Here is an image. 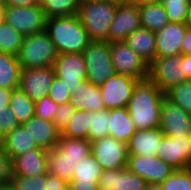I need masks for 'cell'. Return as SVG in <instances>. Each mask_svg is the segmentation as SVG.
Returning <instances> with one entry per match:
<instances>
[{"label":"cell","mask_w":191,"mask_h":190,"mask_svg":"<svg viewBox=\"0 0 191 190\" xmlns=\"http://www.w3.org/2000/svg\"><path fill=\"white\" fill-rule=\"evenodd\" d=\"M69 183L59 177L46 174V183L43 190H69Z\"/></svg>","instance_id":"f6af8a7d"},{"label":"cell","mask_w":191,"mask_h":190,"mask_svg":"<svg viewBox=\"0 0 191 190\" xmlns=\"http://www.w3.org/2000/svg\"><path fill=\"white\" fill-rule=\"evenodd\" d=\"M107 128L108 136H112L126 144L137 131L126 107L109 110Z\"/></svg>","instance_id":"cb8c5ba5"},{"label":"cell","mask_w":191,"mask_h":190,"mask_svg":"<svg viewBox=\"0 0 191 190\" xmlns=\"http://www.w3.org/2000/svg\"><path fill=\"white\" fill-rule=\"evenodd\" d=\"M91 153L104 170L127 168V144L112 136L91 142Z\"/></svg>","instance_id":"9c48e42d"},{"label":"cell","mask_w":191,"mask_h":190,"mask_svg":"<svg viewBox=\"0 0 191 190\" xmlns=\"http://www.w3.org/2000/svg\"><path fill=\"white\" fill-rule=\"evenodd\" d=\"M187 26L186 23L169 22L161 30L155 32L157 57L181 54Z\"/></svg>","instance_id":"ac0fdd59"},{"label":"cell","mask_w":191,"mask_h":190,"mask_svg":"<svg viewBox=\"0 0 191 190\" xmlns=\"http://www.w3.org/2000/svg\"><path fill=\"white\" fill-rule=\"evenodd\" d=\"M46 154L48 174L59 177L68 183L71 182L73 180L74 166L77 163L66 158L56 147L47 149Z\"/></svg>","instance_id":"484cf974"},{"label":"cell","mask_w":191,"mask_h":190,"mask_svg":"<svg viewBox=\"0 0 191 190\" xmlns=\"http://www.w3.org/2000/svg\"><path fill=\"white\" fill-rule=\"evenodd\" d=\"M56 148L66 158L78 163L91 153V142L87 139L67 138L60 135Z\"/></svg>","instance_id":"f1b7e54d"},{"label":"cell","mask_w":191,"mask_h":190,"mask_svg":"<svg viewBox=\"0 0 191 190\" xmlns=\"http://www.w3.org/2000/svg\"><path fill=\"white\" fill-rule=\"evenodd\" d=\"M2 190H13V189L9 186H5Z\"/></svg>","instance_id":"680465c9"},{"label":"cell","mask_w":191,"mask_h":190,"mask_svg":"<svg viewBox=\"0 0 191 190\" xmlns=\"http://www.w3.org/2000/svg\"><path fill=\"white\" fill-rule=\"evenodd\" d=\"M182 64H184L186 79L191 80V55H182Z\"/></svg>","instance_id":"f907efd6"},{"label":"cell","mask_w":191,"mask_h":190,"mask_svg":"<svg viewBox=\"0 0 191 190\" xmlns=\"http://www.w3.org/2000/svg\"><path fill=\"white\" fill-rule=\"evenodd\" d=\"M160 3V0H133L135 6H143L147 4Z\"/></svg>","instance_id":"816d5d0a"},{"label":"cell","mask_w":191,"mask_h":190,"mask_svg":"<svg viewBox=\"0 0 191 190\" xmlns=\"http://www.w3.org/2000/svg\"><path fill=\"white\" fill-rule=\"evenodd\" d=\"M21 126L28 132L38 147L46 150L55 148L61 135L52 121L43 120L36 116Z\"/></svg>","instance_id":"ffe728a7"},{"label":"cell","mask_w":191,"mask_h":190,"mask_svg":"<svg viewBox=\"0 0 191 190\" xmlns=\"http://www.w3.org/2000/svg\"><path fill=\"white\" fill-rule=\"evenodd\" d=\"M6 6L0 5V24L5 22Z\"/></svg>","instance_id":"db71d44e"},{"label":"cell","mask_w":191,"mask_h":190,"mask_svg":"<svg viewBox=\"0 0 191 190\" xmlns=\"http://www.w3.org/2000/svg\"><path fill=\"white\" fill-rule=\"evenodd\" d=\"M44 183H46V174L34 177L12 175L9 187L13 190H43Z\"/></svg>","instance_id":"f35d334b"},{"label":"cell","mask_w":191,"mask_h":190,"mask_svg":"<svg viewBox=\"0 0 191 190\" xmlns=\"http://www.w3.org/2000/svg\"><path fill=\"white\" fill-rule=\"evenodd\" d=\"M170 22L187 23L191 0H160Z\"/></svg>","instance_id":"d590c367"},{"label":"cell","mask_w":191,"mask_h":190,"mask_svg":"<svg viewBox=\"0 0 191 190\" xmlns=\"http://www.w3.org/2000/svg\"><path fill=\"white\" fill-rule=\"evenodd\" d=\"M58 52L46 31L25 36L17 55L21 69L52 67Z\"/></svg>","instance_id":"277c9868"},{"label":"cell","mask_w":191,"mask_h":190,"mask_svg":"<svg viewBox=\"0 0 191 190\" xmlns=\"http://www.w3.org/2000/svg\"><path fill=\"white\" fill-rule=\"evenodd\" d=\"M141 28L139 6L118 3L114 19L109 27V43L124 41L136 29Z\"/></svg>","instance_id":"2e32d148"},{"label":"cell","mask_w":191,"mask_h":190,"mask_svg":"<svg viewBox=\"0 0 191 190\" xmlns=\"http://www.w3.org/2000/svg\"><path fill=\"white\" fill-rule=\"evenodd\" d=\"M13 90L14 89L0 88V110L9 107Z\"/></svg>","instance_id":"7dc6e473"},{"label":"cell","mask_w":191,"mask_h":190,"mask_svg":"<svg viewBox=\"0 0 191 190\" xmlns=\"http://www.w3.org/2000/svg\"><path fill=\"white\" fill-rule=\"evenodd\" d=\"M124 41L148 64H150L157 57L156 35L155 32L149 29L142 27L136 29L128 35Z\"/></svg>","instance_id":"603a6c76"},{"label":"cell","mask_w":191,"mask_h":190,"mask_svg":"<svg viewBox=\"0 0 191 190\" xmlns=\"http://www.w3.org/2000/svg\"><path fill=\"white\" fill-rule=\"evenodd\" d=\"M138 81L130 76L115 74L99 85L105 109L127 107Z\"/></svg>","instance_id":"30bf717a"},{"label":"cell","mask_w":191,"mask_h":190,"mask_svg":"<svg viewBox=\"0 0 191 190\" xmlns=\"http://www.w3.org/2000/svg\"><path fill=\"white\" fill-rule=\"evenodd\" d=\"M40 4L39 0H7L8 6L26 7Z\"/></svg>","instance_id":"681fc988"},{"label":"cell","mask_w":191,"mask_h":190,"mask_svg":"<svg viewBox=\"0 0 191 190\" xmlns=\"http://www.w3.org/2000/svg\"><path fill=\"white\" fill-rule=\"evenodd\" d=\"M45 31L58 54L83 53L91 42L78 15L46 19Z\"/></svg>","instance_id":"7a4b0ae2"},{"label":"cell","mask_w":191,"mask_h":190,"mask_svg":"<svg viewBox=\"0 0 191 190\" xmlns=\"http://www.w3.org/2000/svg\"><path fill=\"white\" fill-rule=\"evenodd\" d=\"M69 190H98V183L85 184L80 182H69Z\"/></svg>","instance_id":"c3c4849f"},{"label":"cell","mask_w":191,"mask_h":190,"mask_svg":"<svg viewBox=\"0 0 191 190\" xmlns=\"http://www.w3.org/2000/svg\"><path fill=\"white\" fill-rule=\"evenodd\" d=\"M146 190H164L161 184L148 183Z\"/></svg>","instance_id":"f5cc1de1"},{"label":"cell","mask_w":191,"mask_h":190,"mask_svg":"<svg viewBox=\"0 0 191 190\" xmlns=\"http://www.w3.org/2000/svg\"><path fill=\"white\" fill-rule=\"evenodd\" d=\"M181 54L191 55V26H187V31L182 41Z\"/></svg>","instance_id":"bcb514c9"},{"label":"cell","mask_w":191,"mask_h":190,"mask_svg":"<svg viewBox=\"0 0 191 190\" xmlns=\"http://www.w3.org/2000/svg\"><path fill=\"white\" fill-rule=\"evenodd\" d=\"M12 177V160L0 147V183L5 187L10 185Z\"/></svg>","instance_id":"ee69618b"},{"label":"cell","mask_w":191,"mask_h":190,"mask_svg":"<svg viewBox=\"0 0 191 190\" xmlns=\"http://www.w3.org/2000/svg\"><path fill=\"white\" fill-rule=\"evenodd\" d=\"M57 108L58 104L52 101L49 96H44L35 102V116L53 122Z\"/></svg>","instance_id":"ab89813d"},{"label":"cell","mask_w":191,"mask_h":190,"mask_svg":"<svg viewBox=\"0 0 191 190\" xmlns=\"http://www.w3.org/2000/svg\"><path fill=\"white\" fill-rule=\"evenodd\" d=\"M188 26H191V5H190V11H189V16H188V20L186 23Z\"/></svg>","instance_id":"9f6ffc18"},{"label":"cell","mask_w":191,"mask_h":190,"mask_svg":"<svg viewBox=\"0 0 191 190\" xmlns=\"http://www.w3.org/2000/svg\"><path fill=\"white\" fill-rule=\"evenodd\" d=\"M81 0H41L46 19L77 15Z\"/></svg>","instance_id":"1f68e13d"},{"label":"cell","mask_w":191,"mask_h":190,"mask_svg":"<svg viewBox=\"0 0 191 190\" xmlns=\"http://www.w3.org/2000/svg\"><path fill=\"white\" fill-rule=\"evenodd\" d=\"M24 37V35L6 22L0 24V52L17 57Z\"/></svg>","instance_id":"836d02e7"},{"label":"cell","mask_w":191,"mask_h":190,"mask_svg":"<svg viewBox=\"0 0 191 190\" xmlns=\"http://www.w3.org/2000/svg\"><path fill=\"white\" fill-rule=\"evenodd\" d=\"M19 125L17 118L9 107L0 110V140Z\"/></svg>","instance_id":"7bdbcfd3"},{"label":"cell","mask_w":191,"mask_h":190,"mask_svg":"<svg viewBox=\"0 0 191 190\" xmlns=\"http://www.w3.org/2000/svg\"><path fill=\"white\" fill-rule=\"evenodd\" d=\"M81 1H91V0H81ZM95 1H106V0H95Z\"/></svg>","instance_id":"91938a15"},{"label":"cell","mask_w":191,"mask_h":190,"mask_svg":"<svg viewBox=\"0 0 191 190\" xmlns=\"http://www.w3.org/2000/svg\"><path fill=\"white\" fill-rule=\"evenodd\" d=\"M0 147L11 160L25 152L40 148L21 125L1 139Z\"/></svg>","instance_id":"d4e9b609"},{"label":"cell","mask_w":191,"mask_h":190,"mask_svg":"<svg viewBox=\"0 0 191 190\" xmlns=\"http://www.w3.org/2000/svg\"><path fill=\"white\" fill-rule=\"evenodd\" d=\"M4 188V186L0 183V190H2Z\"/></svg>","instance_id":"94428289"},{"label":"cell","mask_w":191,"mask_h":190,"mask_svg":"<svg viewBox=\"0 0 191 190\" xmlns=\"http://www.w3.org/2000/svg\"><path fill=\"white\" fill-rule=\"evenodd\" d=\"M71 92L69 88L65 85L64 81L58 77H55L52 83L48 96L56 104L60 105L63 103H69Z\"/></svg>","instance_id":"60d3db41"},{"label":"cell","mask_w":191,"mask_h":190,"mask_svg":"<svg viewBox=\"0 0 191 190\" xmlns=\"http://www.w3.org/2000/svg\"><path fill=\"white\" fill-rule=\"evenodd\" d=\"M117 6L113 0L81 2L77 15L91 41L109 42V27Z\"/></svg>","instance_id":"3957f363"},{"label":"cell","mask_w":191,"mask_h":190,"mask_svg":"<svg viewBox=\"0 0 191 190\" xmlns=\"http://www.w3.org/2000/svg\"><path fill=\"white\" fill-rule=\"evenodd\" d=\"M139 11L141 27L153 32L161 30L170 22L163 4L143 5L139 7Z\"/></svg>","instance_id":"83f0119b"},{"label":"cell","mask_w":191,"mask_h":190,"mask_svg":"<svg viewBox=\"0 0 191 190\" xmlns=\"http://www.w3.org/2000/svg\"><path fill=\"white\" fill-rule=\"evenodd\" d=\"M148 182L127 168L103 170L98 190H146Z\"/></svg>","instance_id":"e0dca14e"},{"label":"cell","mask_w":191,"mask_h":190,"mask_svg":"<svg viewBox=\"0 0 191 190\" xmlns=\"http://www.w3.org/2000/svg\"><path fill=\"white\" fill-rule=\"evenodd\" d=\"M5 22L24 36L45 31L46 17L40 4L17 7L6 5Z\"/></svg>","instance_id":"ba28073f"},{"label":"cell","mask_w":191,"mask_h":190,"mask_svg":"<svg viewBox=\"0 0 191 190\" xmlns=\"http://www.w3.org/2000/svg\"><path fill=\"white\" fill-rule=\"evenodd\" d=\"M110 53L116 74L130 76L139 81L149 77V64L125 41L110 42Z\"/></svg>","instance_id":"52a82bcc"},{"label":"cell","mask_w":191,"mask_h":190,"mask_svg":"<svg viewBox=\"0 0 191 190\" xmlns=\"http://www.w3.org/2000/svg\"><path fill=\"white\" fill-rule=\"evenodd\" d=\"M161 185L164 190H191V168L174 170Z\"/></svg>","instance_id":"74e56055"},{"label":"cell","mask_w":191,"mask_h":190,"mask_svg":"<svg viewBox=\"0 0 191 190\" xmlns=\"http://www.w3.org/2000/svg\"><path fill=\"white\" fill-rule=\"evenodd\" d=\"M21 66L16 56L0 52V88L17 89Z\"/></svg>","instance_id":"4316f807"},{"label":"cell","mask_w":191,"mask_h":190,"mask_svg":"<svg viewBox=\"0 0 191 190\" xmlns=\"http://www.w3.org/2000/svg\"><path fill=\"white\" fill-rule=\"evenodd\" d=\"M56 77L64 81L70 92L77 89L86 78V65L82 53L58 54L53 65Z\"/></svg>","instance_id":"5bb4252c"},{"label":"cell","mask_w":191,"mask_h":190,"mask_svg":"<svg viewBox=\"0 0 191 190\" xmlns=\"http://www.w3.org/2000/svg\"><path fill=\"white\" fill-rule=\"evenodd\" d=\"M163 93L171 87L179 85L186 79L182 54L165 57H156L149 64V77Z\"/></svg>","instance_id":"8992f818"},{"label":"cell","mask_w":191,"mask_h":190,"mask_svg":"<svg viewBox=\"0 0 191 190\" xmlns=\"http://www.w3.org/2000/svg\"><path fill=\"white\" fill-rule=\"evenodd\" d=\"M108 117V109H104L98 112L91 111V122L88 133V140L90 142L108 136Z\"/></svg>","instance_id":"8d00e7d4"},{"label":"cell","mask_w":191,"mask_h":190,"mask_svg":"<svg viewBox=\"0 0 191 190\" xmlns=\"http://www.w3.org/2000/svg\"><path fill=\"white\" fill-rule=\"evenodd\" d=\"M164 97L165 93L149 78L138 81L126 107L136 130L160 126Z\"/></svg>","instance_id":"6da1fadb"},{"label":"cell","mask_w":191,"mask_h":190,"mask_svg":"<svg viewBox=\"0 0 191 190\" xmlns=\"http://www.w3.org/2000/svg\"><path fill=\"white\" fill-rule=\"evenodd\" d=\"M86 65V78L94 85H101L116 74L111 61L110 43L91 41L82 53Z\"/></svg>","instance_id":"5b68a950"},{"label":"cell","mask_w":191,"mask_h":190,"mask_svg":"<svg viewBox=\"0 0 191 190\" xmlns=\"http://www.w3.org/2000/svg\"><path fill=\"white\" fill-rule=\"evenodd\" d=\"M56 75L53 66L42 68L21 69L19 88L36 102L48 96L49 89Z\"/></svg>","instance_id":"7c38bea8"},{"label":"cell","mask_w":191,"mask_h":190,"mask_svg":"<svg viewBox=\"0 0 191 190\" xmlns=\"http://www.w3.org/2000/svg\"><path fill=\"white\" fill-rule=\"evenodd\" d=\"M75 111V107L70 103H63L58 105L53 123L61 133L68 126L70 118L74 115Z\"/></svg>","instance_id":"b9f144b4"},{"label":"cell","mask_w":191,"mask_h":190,"mask_svg":"<svg viewBox=\"0 0 191 190\" xmlns=\"http://www.w3.org/2000/svg\"><path fill=\"white\" fill-rule=\"evenodd\" d=\"M159 128L164 136H189L191 132V114L164 97Z\"/></svg>","instance_id":"9a60e30c"},{"label":"cell","mask_w":191,"mask_h":190,"mask_svg":"<svg viewBox=\"0 0 191 190\" xmlns=\"http://www.w3.org/2000/svg\"><path fill=\"white\" fill-rule=\"evenodd\" d=\"M0 5L6 6L7 5V0H0Z\"/></svg>","instance_id":"6f0895ef"},{"label":"cell","mask_w":191,"mask_h":190,"mask_svg":"<svg viewBox=\"0 0 191 190\" xmlns=\"http://www.w3.org/2000/svg\"><path fill=\"white\" fill-rule=\"evenodd\" d=\"M9 108L20 125L26 123L35 116V102H33L20 88L13 90Z\"/></svg>","instance_id":"4dcf8cb0"},{"label":"cell","mask_w":191,"mask_h":190,"mask_svg":"<svg viewBox=\"0 0 191 190\" xmlns=\"http://www.w3.org/2000/svg\"><path fill=\"white\" fill-rule=\"evenodd\" d=\"M46 149L36 148L12 159V175L34 177L48 173Z\"/></svg>","instance_id":"d6986e66"},{"label":"cell","mask_w":191,"mask_h":190,"mask_svg":"<svg viewBox=\"0 0 191 190\" xmlns=\"http://www.w3.org/2000/svg\"><path fill=\"white\" fill-rule=\"evenodd\" d=\"M164 137L161 129L137 130L127 143L128 155L153 157Z\"/></svg>","instance_id":"44dd1931"},{"label":"cell","mask_w":191,"mask_h":190,"mask_svg":"<svg viewBox=\"0 0 191 190\" xmlns=\"http://www.w3.org/2000/svg\"><path fill=\"white\" fill-rule=\"evenodd\" d=\"M157 157L175 170L191 168V140L188 135L164 136Z\"/></svg>","instance_id":"8fae6325"},{"label":"cell","mask_w":191,"mask_h":190,"mask_svg":"<svg viewBox=\"0 0 191 190\" xmlns=\"http://www.w3.org/2000/svg\"><path fill=\"white\" fill-rule=\"evenodd\" d=\"M113 1H115L117 3H131V4H133V0H113Z\"/></svg>","instance_id":"11a10c76"},{"label":"cell","mask_w":191,"mask_h":190,"mask_svg":"<svg viewBox=\"0 0 191 190\" xmlns=\"http://www.w3.org/2000/svg\"><path fill=\"white\" fill-rule=\"evenodd\" d=\"M103 170L94 155L90 153L74 166L73 180L71 182L98 183Z\"/></svg>","instance_id":"f546056e"},{"label":"cell","mask_w":191,"mask_h":190,"mask_svg":"<svg viewBox=\"0 0 191 190\" xmlns=\"http://www.w3.org/2000/svg\"><path fill=\"white\" fill-rule=\"evenodd\" d=\"M165 97L191 114V80L171 87L165 92Z\"/></svg>","instance_id":"e575fe53"},{"label":"cell","mask_w":191,"mask_h":190,"mask_svg":"<svg viewBox=\"0 0 191 190\" xmlns=\"http://www.w3.org/2000/svg\"><path fill=\"white\" fill-rule=\"evenodd\" d=\"M91 122V111L76 110L70 118L68 126L61 133L67 138H80L88 140Z\"/></svg>","instance_id":"d6a6232c"},{"label":"cell","mask_w":191,"mask_h":190,"mask_svg":"<svg viewBox=\"0 0 191 190\" xmlns=\"http://www.w3.org/2000/svg\"><path fill=\"white\" fill-rule=\"evenodd\" d=\"M127 169L142 177L146 182L156 184L164 182L175 170L157 156L137 155H128Z\"/></svg>","instance_id":"4fadbf2b"},{"label":"cell","mask_w":191,"mask_h":190,"mask_svg":"<svg viewBox=\"0 0 191 190\" xmlns=\"http://www.w3.org/2000/svg\"><path fill=\"white\" fill-rule=\"evenodd\" d=\"M69 103L76 110L98 112L105 109L99 86L88 80L83 81L77 89L72 91Z\"/></svg>","instance_id":"7402d4cb"}]
</instances>
